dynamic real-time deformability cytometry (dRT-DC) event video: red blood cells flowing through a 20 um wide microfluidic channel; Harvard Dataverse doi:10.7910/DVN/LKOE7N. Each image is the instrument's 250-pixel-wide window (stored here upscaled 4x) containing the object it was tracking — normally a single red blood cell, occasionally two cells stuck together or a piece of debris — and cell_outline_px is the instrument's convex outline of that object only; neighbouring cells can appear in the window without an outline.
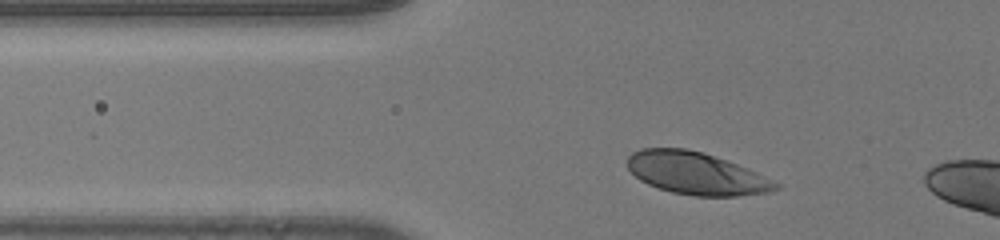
{"species": "human", "species_latin": "Homo sapiens", "temperature_condition": "room temperature", "stored_images_in_passage": 9, "camera_frame_rate_fps": 3000, "um_per_image_px": 0.085, "donor": {"sex": "male"}, "frame": {"image": 1, "passage_image": 4, "time_ms": 1.0, "image_size_px": [1000, 240], "cell_outline_px": [[780, 188], [768, 192], [736, 196], [696, 196], [672, 192], [648, 184], [640, 180], [628, 168], [628, 156], [632, 152], [640, 148], [688, 148], [704, 152], [736, 164], [756, 172], [780, 184]], "centroid_in_image_um": [59.17, 14.73], "position_along_channel_um": 66.6, "area_um2": 36.36}}